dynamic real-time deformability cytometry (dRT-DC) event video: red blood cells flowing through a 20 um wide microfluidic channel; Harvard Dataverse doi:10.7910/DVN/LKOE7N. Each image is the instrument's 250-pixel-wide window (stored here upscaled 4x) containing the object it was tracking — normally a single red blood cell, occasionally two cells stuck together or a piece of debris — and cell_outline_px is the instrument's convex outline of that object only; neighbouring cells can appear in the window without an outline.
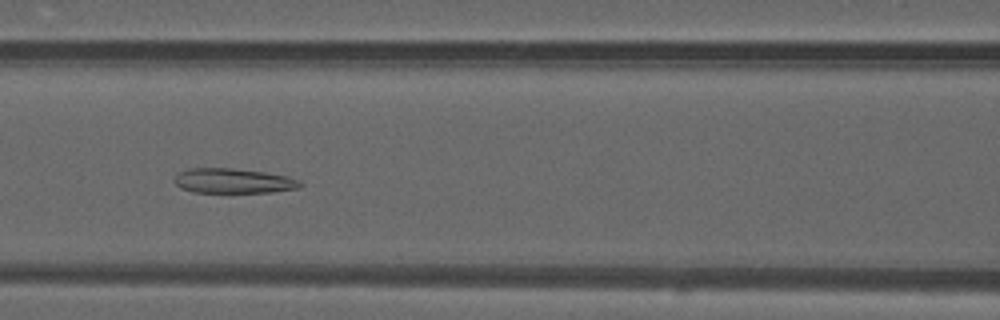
{"species": "common noctule bat (a hibernating species)", "species_latin": "Nyctalus noctula", "temperature_condition": "warm", "stored_images_in_passage": 27, "camera_frame_rate_fps": 3000, "um_per_image_px": 0.085, "animal": {"sex": "male", "forearm_length_mm": 52.5}, "frame": {"image": 1, "passage_image": 9, "time_ms": 2.667, "image_size_px": [1000, 320], "cell_outline_px": [[304, 184], [296, 188], [272, 192], [192, 192], [180, 188], [176, 184], [176, 176], [180, 172], [188, 168], [232, 168], [264, 172], [288, 176], [300, 180]], "centroid_in_image_um": [19.85, 15.37], "position_along_channel_um": 146.7, "area_um2": 18.09}}
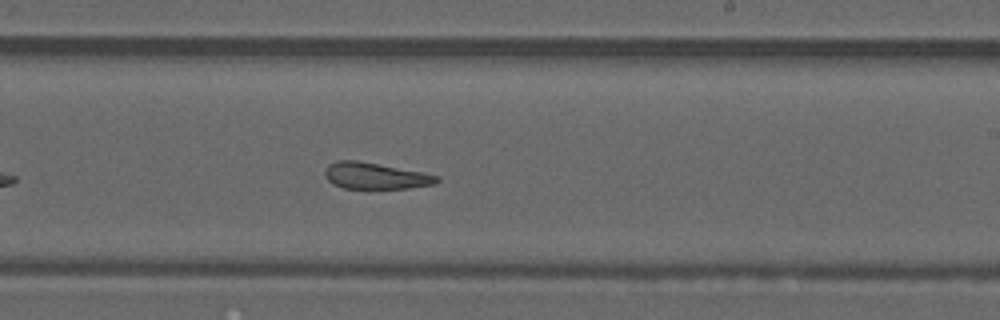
{"frame": {"image": 2, "passage_image": 17, "time_ms": 5.333, "image_size_px": [1000, 320], "cell_outline_px": [[440, 180], [436, 184], [408, 188], [344, 188], [332, 184], [324, 176], [324, 168], [328, 164], [336, 160], [356, 160], [424, 172], [440, 176]], "centroid_in_image_um": [31.9, 14.94], "position_along_channel_um": 257.1, "area_um2": 17.4}}
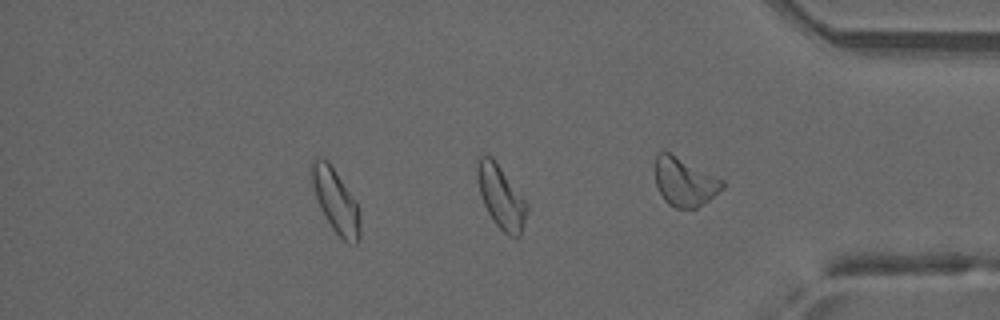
{"frame": {"image": 3, "passage_image": 26, "time_ms": 8.333, "image_size_px": [1000, 320], "cell_outline_px": [[360, 236], [356, 244], [348, 244], [332, 228], [320, 208], [308, 172], [312, 160], [316, 156], [320, 156], [328, 160], [356, 200], [360, 208]], "centroid_in_image_um": [28.52, 17.02], "position_along_channel_um": 406.7, "area_um2": 18.38}, "authors_computed_cell_mechanics": {"area_um2": 18.1492, "velocity_mm_per_s": 4.1521, "shape_relaxation_time_tau1_ms": null, "shape_relaxation_time_tau2_ms": 2.2147, "deformation_change_tau1": null, "deformation_change_tau2": 0.1104}}